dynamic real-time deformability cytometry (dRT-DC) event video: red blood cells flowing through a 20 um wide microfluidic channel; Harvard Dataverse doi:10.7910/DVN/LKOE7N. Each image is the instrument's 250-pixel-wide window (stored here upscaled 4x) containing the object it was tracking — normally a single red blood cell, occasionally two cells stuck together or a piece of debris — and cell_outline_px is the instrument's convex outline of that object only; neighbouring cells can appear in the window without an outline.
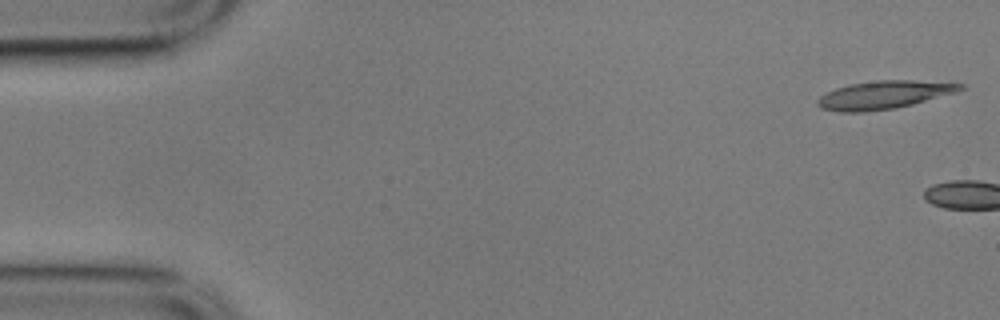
{"species": "common noctule bat (a hibernating species)", "species_latin": "Nyctalus noctula", "temperature_condition": "cold", "stored_images_in_passage": 4, "camera_frame_rate_fps": 3000, "um_per_image_px": 0.085, "animal": {"sex": "male", "body_mass_g": 17.9}, "frame": {"image": 1, "passage_image": 1, "time_ms": 0.0, "image_size_px": [1000, 320], "cell_outline_px": [[964, 88], [956, 92], [912, 104], [896, 108], [864, 112], [840, 112], [820, 108], [816, 104], [816, 100], [820, 96], [836, 88], [848, 84], [880, 80], [912, 80], [964, 84]], "centroid_in_image_um": [75.09, 8.07], "position_along_channel_um": 9.9, "area_um2": 23.24}}